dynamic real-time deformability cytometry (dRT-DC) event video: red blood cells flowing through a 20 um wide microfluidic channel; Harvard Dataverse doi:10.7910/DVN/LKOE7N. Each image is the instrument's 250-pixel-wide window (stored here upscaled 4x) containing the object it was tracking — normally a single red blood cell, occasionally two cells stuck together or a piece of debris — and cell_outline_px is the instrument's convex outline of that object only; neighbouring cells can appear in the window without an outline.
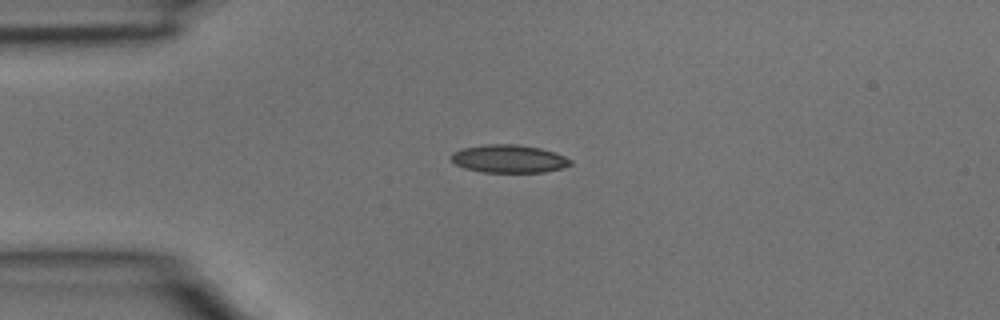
{"species": "common noctule bat (a hibernating species)", "species_latin": "Nyctalus noctula", "temperature_condition": "room temperature", "stored_images_in_passage": 1, "camera_frame_rate_fps": 3000, "um_per_image_px": 0.085, "animal": {"sex": "male", "body_mass_g": 15.6}, "frame": {"image": 1, "passage_image": 1, "time_ms": 0.0, "image_size_px": [1000, 320], "cell_outline_px": [[572, 164], [564, 168], [544, 172], [484, 172], [464, 168], [456, 164], [452, 160], [452, 152], [460, 148], [484, 144], [516, 144], [540, 148], [564, 156], [572, 160]], "centroid_in_image_um": [43.25, 13.49], "position_along_channel_um": 41.7, "area_um2": 19.48}}